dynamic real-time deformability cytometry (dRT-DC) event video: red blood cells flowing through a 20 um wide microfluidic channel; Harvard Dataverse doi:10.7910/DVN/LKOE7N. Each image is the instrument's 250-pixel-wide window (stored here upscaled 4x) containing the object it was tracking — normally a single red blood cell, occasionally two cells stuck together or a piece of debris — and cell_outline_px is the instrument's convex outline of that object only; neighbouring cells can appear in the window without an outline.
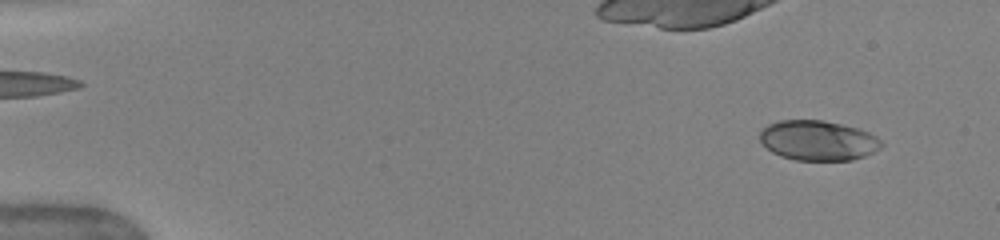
{"species": "human", "species_latin": "Homo sapiens", "temperature_condition": "warm", "stored_images_in_passage": 50, "camera_frame_rate_fps": 3000, "um_per_image_px": 0.085, "donor": {"sex": "female"}, "frame": {"image": 1, "passage_image": 4, "time_ms": 1.0, "image_size_px": [1000, 240], "cell_outline_px": [[884, 144], [880, 148], [864, 156], [852, 160], [796, 160], [780, 156], [772, 152], [760, 140], [760, 132], [768, 124], [780, 120], [824, 120], [860, 128], [876, 136]], "centroid_in_image_um": [69.54, 11.93], "position_along_channel_um": 15.5, "area_um2": 28.32}}
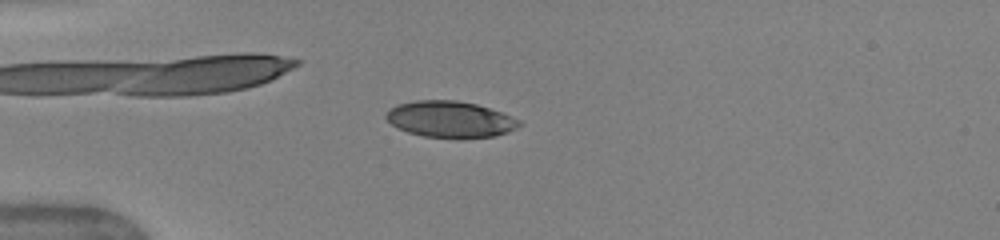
{"frame": {"image": 2, "passage_image": 14, "time_ms": 4.333, "image_size_px": [1000, 240], "cell_outline_px": [[524, 124], [508, 132], [496, 136], [460, 140], [424, 136], [408, 132], [392, 124], [384, 116], [396, 104], [416, 100], [456, 100], [476, 104], [500, 112], [520, 120]], "centroid_in_image_um": [38.3, 10.17], "position_along_channel_um": 46.7, "area_um2": 28.5}}
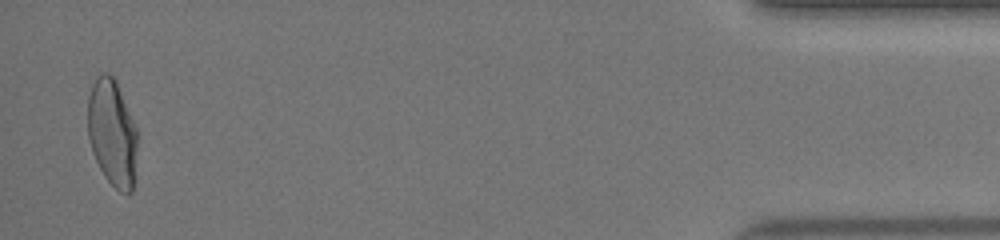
{"frame": {"image": 3, "passage_image": 49, "time_ms": 16.0, "image_size_px": [1000, 240], "cell_outline_px": [[136, 148], [132, 192], [128, 196], [120, 192], [104, 176], [92, 152], [88, 136], [88, 96], [92, 84], [96, 76], [104, 72], [112, 76], [116, 80], [136, 128]], "centroid_in_image_um": [9.52, 11.29], "position_along_channel_um": 425.7, "area_um2": 30.63}, "authors_computed_cell_mechanics": {"area_um2": 29.6803, "velocity_mm_per_s": 4.0836, "shape_relaxation_time_tau1_ms": 4.9246, "shape_relaxation_time_tau2_ms": null, "deformation_change_tau1": 0.1937, "deformation_change_tau2": null}}